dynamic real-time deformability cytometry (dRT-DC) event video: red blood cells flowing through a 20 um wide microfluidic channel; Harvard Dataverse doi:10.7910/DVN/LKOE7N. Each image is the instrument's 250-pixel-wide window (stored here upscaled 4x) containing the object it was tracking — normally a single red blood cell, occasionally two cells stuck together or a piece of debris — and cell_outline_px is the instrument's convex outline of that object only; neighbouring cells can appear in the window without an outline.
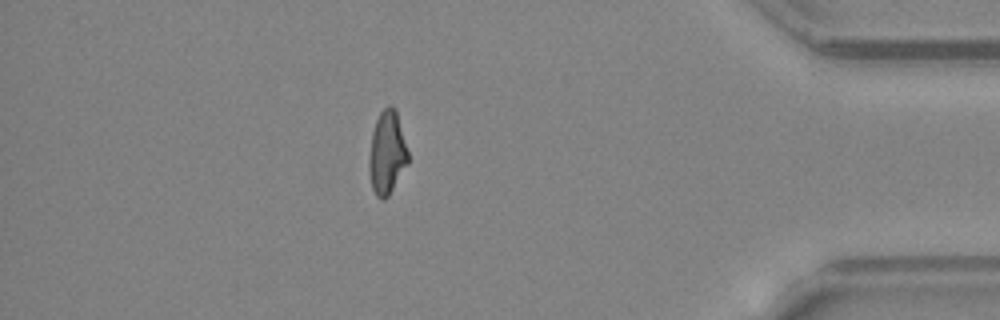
{"species": "common noctule bat (a hibernating species)", "species_latin": "Nyctalus noctula", "temperature_condition": "warm", "stored_images_in_passage": 38, "camera_frame_rate_fps": 3000, "um_per_image_px": 0.085, "animal": {"sex": "female", "body_mass_g": 24.6, "forearm_length_mm": 56.2}, "frame": {"image": 1, "passage_image": 32, "time_ms": 10.333, "image_size_px": [1000, 320], "cell_outline_px": [[408, 164], [388, 196], [384, 200], [380, 200], [376, 196], [372, 188], [368, 168], [368, 160], [372, 132], [376, 120], [380, 112], [388, 104], [392, 104], [396, 108], [408, 152]], "centroid_in_image_um": [32.89, 12.98], "position_along_channel_um": 402.3, "area_um2": 19.13}}